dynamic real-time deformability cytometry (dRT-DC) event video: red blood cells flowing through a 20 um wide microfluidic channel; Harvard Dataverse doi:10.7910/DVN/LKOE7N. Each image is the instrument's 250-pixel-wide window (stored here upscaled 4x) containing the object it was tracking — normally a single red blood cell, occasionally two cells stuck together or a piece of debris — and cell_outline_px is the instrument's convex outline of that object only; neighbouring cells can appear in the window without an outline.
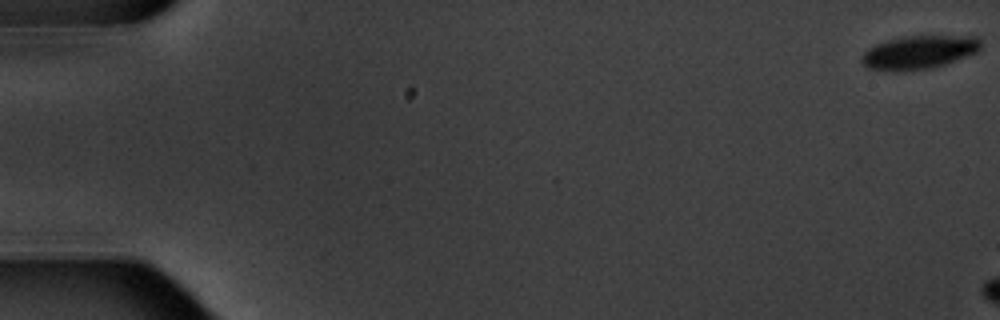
{"species": "common noctule bat (a hibernating species)", "species_latin": "Nyctalus noctula", "temperature_condition": "warm", "stored_images_in_passage": 3, "camera_frame_rate_fps": 3000, "um_per_image_px": 0.085, "animal": {"sex": "male", "body_mass_g": 20.1, "forearm_length_mm": 53.5}, "frame": {"image": 1, "passage_image": 1, "time_ms": 0.0, "image_size_px": [1000, 320], "cell_outline_px": [[980, 48], [976, 52], [944, 64], [932, 68], [904, 72], [896, 72], [868, 68], [860, 60], [864, 52], [868, 48], [876, 44], [888, 40], [904, 36], [976, 36], [980, 40]], "centroid_in_image_um": [78.07, 4.45], "position_along_channel_um": 6.9, "area_um2": 23.18}}